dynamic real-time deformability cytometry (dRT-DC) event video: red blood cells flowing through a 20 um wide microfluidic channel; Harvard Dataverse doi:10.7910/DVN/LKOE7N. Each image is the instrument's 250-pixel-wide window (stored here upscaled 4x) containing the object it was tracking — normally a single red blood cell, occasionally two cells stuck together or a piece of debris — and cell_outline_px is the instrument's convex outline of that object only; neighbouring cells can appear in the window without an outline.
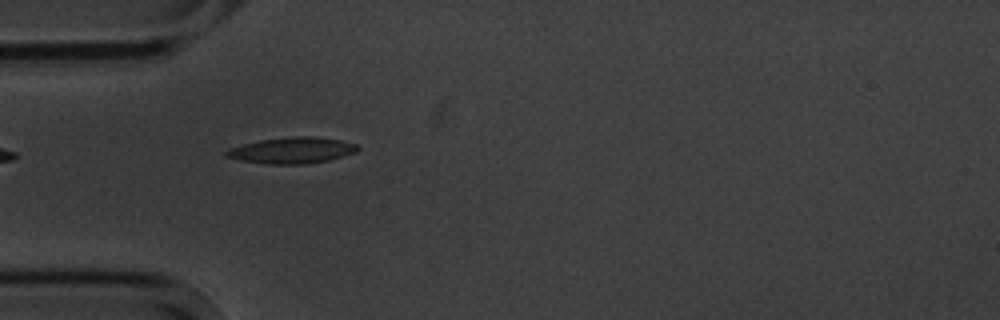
{"species": "common noctule bat (a hibernating species)", "species_latin": "Nyctalus noctula", "temperature_condition": "cold", "stored_images_in_passage": 5, "camera_frame_rate_fps": 3000, "um_per_image_px": 0.085, "animal": {"sex": "male", "body_mass_g": 20.1, "forearm_length_mm": 53.5}, "frame": {"image": 1, "passage_image": 4, "time_ms": 4.333, "image_size_px": [1000, 320], "cell_outline_px": [[360, 148], [356, 152], [344, 156], [328, 160], [308, 164], [268, 164], [240, 160], [224, 156], [224, 152], [228, 148], [260, 140], [292, 136], [312, 136], [340, 140], [356, 144]], "centroid_in_image_um": [24.81, 12.78], "position_along_channel_um": 60.2, "area_um2": 20.06}}
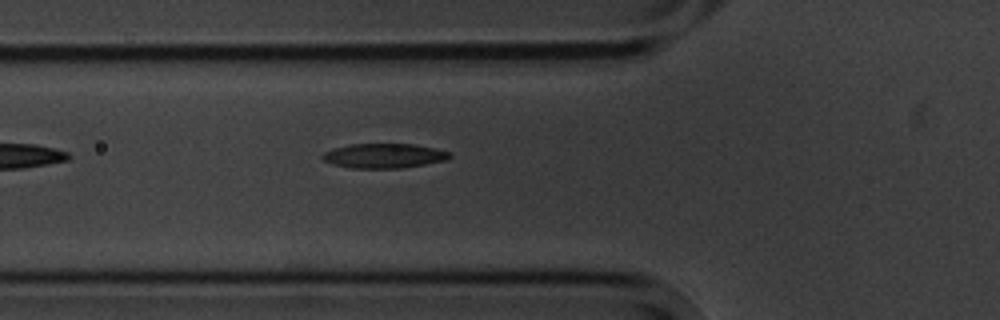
{"frame": {"image": 2, "passage_image": 5, "time_ms": 5.333, "image_size_px": [1000, 320], "cell_outline_px": [[452, 156], [448, 160], [400, 168], [348, 168], [332, 164], [324, 160], [320, 156], [324, 152], [332, 148], [348, 144], [412, 144], [432, 148], [448, 152]], "centroid_in_image_um": [32.58, 13.24], "position_along_channel_um": 93.2, "area_um2": 18.21}}